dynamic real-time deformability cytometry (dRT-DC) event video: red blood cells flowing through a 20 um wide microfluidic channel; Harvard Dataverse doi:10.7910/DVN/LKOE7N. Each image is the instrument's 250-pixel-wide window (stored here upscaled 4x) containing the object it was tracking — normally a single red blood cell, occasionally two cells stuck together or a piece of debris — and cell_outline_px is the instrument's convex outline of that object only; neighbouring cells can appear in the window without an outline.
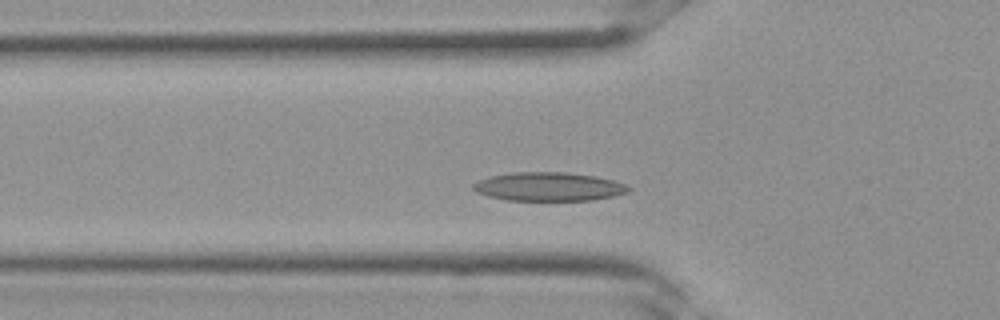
{"species": "Egyptian fruit bat (a non-hibernating species)", "species_latin": "Rousettus aegyptiacus", "temperature_condition": "room temperature", "stored_images_in_passage": 28, "camera_frame_rate_fps": 3000, "um_per_image_px": 0.085, "frame": {"image": 1, "passage_image": 5, "time_ms": 1.333, "image_size_px": [1000, 320], "cell_outline_px": [[632, 188], [628, 192], [612, 196], [592, 200], [508, 200], [488, 196], [476, 192], [472, 188], [472, 184], [480, 180], [492, 176], [512, 172], [564, 172], [596, 176], [612, 180], [624, 184]], "centroid_in_image_um": [46.63, 15.86], "position_along_channel_um": 79.2, "area_um2": 25.78}}
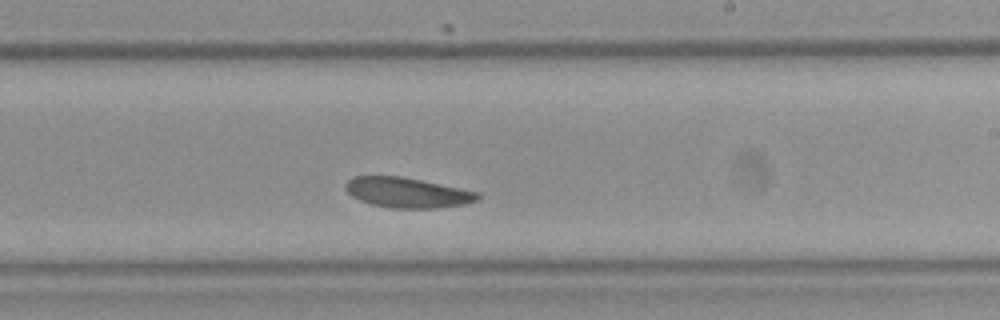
{"frame": {"image": 2, "passage_image": 14, "time_ms": 4.333, "image_size_px": [1000, 320], "cell_outline_px": [[480, 196], [476, 200], [464, 204], [436, 208], [388, 208], [372, 204], [360, 200], [352, 196], [344, 188], [344, 184], [352, 176], [400, 176], [420, 180], [476, 192]], "centroid_in_image_um": [34.54, 16.37], "position_along_channel_um": 254.5, "area_um2": 22.89}}
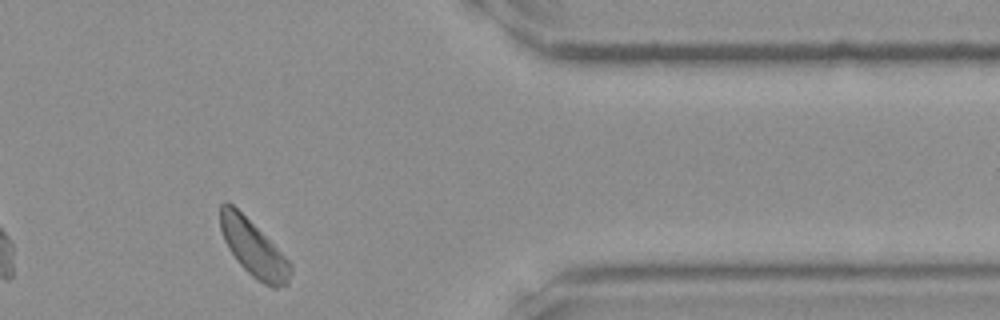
{"frame": {"image": 3, "passage_image": 22, "time_ms": 7.0, "image_size_px": [1000, 320], "cell_outline_px": [[292, 272], [288, 284], [276, 288], [272, 288], [264, 284], [252, 276], [236, 260], [228, 248], [224, 240], [220, 228], [220, 204], [224, 200], [228, 200], [292, 264]], "centroid_in_image_um": [21.52, 21.13], "position_along_channel_um": 389.9, "area_um2": 22.54}}